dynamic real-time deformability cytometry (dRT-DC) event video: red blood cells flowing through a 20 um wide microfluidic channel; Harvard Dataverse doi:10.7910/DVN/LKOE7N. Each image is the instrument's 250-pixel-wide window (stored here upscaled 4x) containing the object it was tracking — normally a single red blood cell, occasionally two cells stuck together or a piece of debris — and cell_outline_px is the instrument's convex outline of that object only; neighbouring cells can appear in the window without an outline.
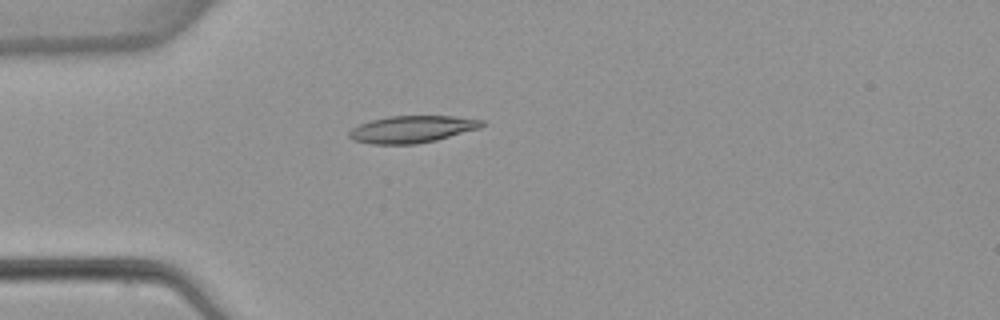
{"species": "common noctule bat (a hibernating species)", "species_latin": "Nyctalus noctula", "temperature_condition": "warm", "stored_images_in_passage": 4, "camera_frame_rate_fps": 3000, "um_per_image_px": 0.085, "animal": {"sex": "female", "body_mass_g": 22.7, "forearm_length_mm": 54.2}, "frame": {"image": 1, "passage_image": 4, "time_ms": 3.667, "image_size_px": [1000, 320], "cell_outline_px": [[484, 124], [480, 128], [436, 140], [416, 144], [372, 144], [352, 140], [348, 136], [348, 132], [352, 128], [360, 124], [372, 120], [388, 116], [452, 116], [484, 120]], "centroid_in_image_um": [35.0, 10.98], "position_along_channel_um": 50.0, "area_um2": 20.87}}